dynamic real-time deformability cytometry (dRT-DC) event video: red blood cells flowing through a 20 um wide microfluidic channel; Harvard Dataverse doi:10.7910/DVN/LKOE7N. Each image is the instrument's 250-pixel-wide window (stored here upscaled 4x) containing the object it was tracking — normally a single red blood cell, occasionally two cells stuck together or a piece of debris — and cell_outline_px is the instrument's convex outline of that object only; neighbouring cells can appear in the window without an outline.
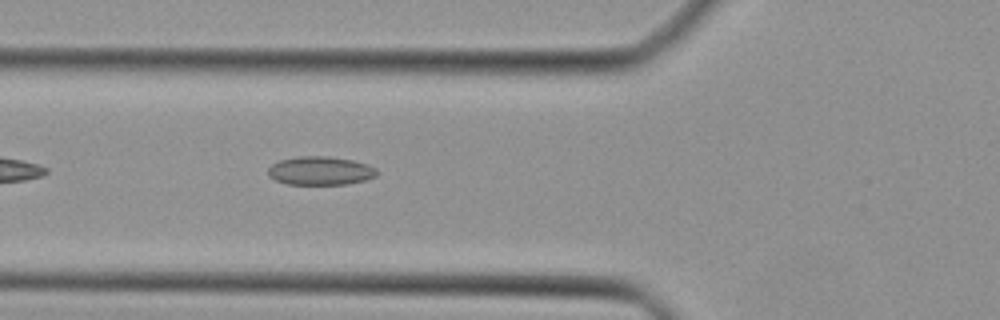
{"species": "Egyptian fruit bat (a non-hibernating species)", "species_latin": "Rousettus aegyptiacus", "temperature_condition": "cold", "stored_images_in_passage": 34, "camera_frame_rate_fps": 3000, "um_per_image_px": 0.085, "animal": {"sex": "female"}, "frame": {"image": 1, "passage_image": 5, "time_ms": 1.333, "image_size_px": [1000, 320], "cell_outline_px": [[380, 172], [376, 176], [364, 180], [348, 184], [288, 184], [276, 180], [268, 176], [268, 168], [272, 164], [280, 160], [296, 156], [328, 156], [352, 160], [368, 164], [376, 168]], "centroid_in_image_um": [27.25, 14.51], "position_along_channel_um": 98.6, "area_um2": 18.21}}
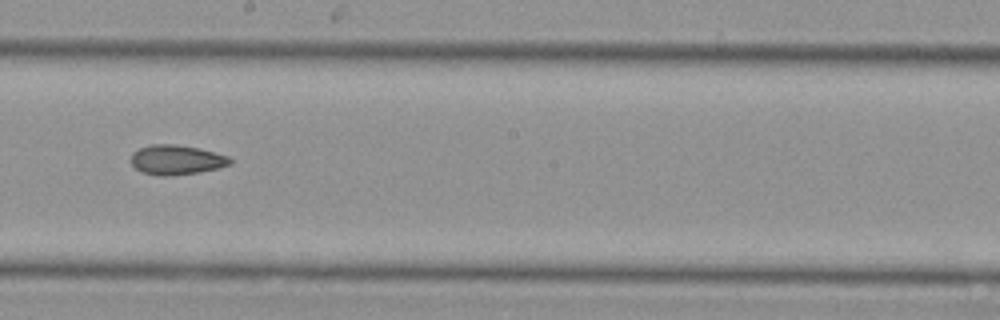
{"frame": {"image": 2, "passage_image": 14, "time_ms": 4.333, "image_size_px": [1000, 320], "cell_outline_px": [[232, 164], [200, 172], [172, 176], [156, 176], [140, 172], [132, 164], [132, 152], [140, 148], [152, 144], [172, 144], [200, 148], [228, 156], [232, 160]], "centroid_in_image_um": [14.99, 13.6], "position_along_channel_um": 233.2, "area_um2": 17.22}}
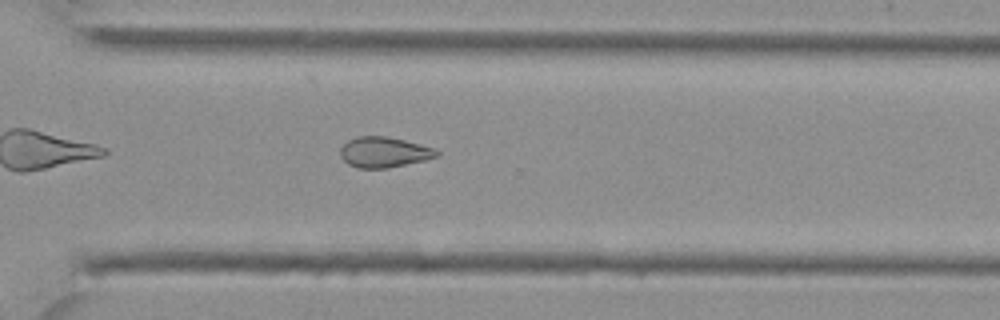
{"frame": {"image": 3, "passage_image": 21, "time_ms": 6.667, "image_size_px": [1000, 320], "cell_outline_px": [[440, 156], [424, 160], [388, 168], [356, 168], [348, 164], [340, 156], [340, 148], [348, 140], [356, 136], [384, 136], [404, 140], [432, 148], [440, 152]], "centroid_in_image_um": [32.61, 12.94], "position_along_channel_um": 338.0, "area_um2": 17.05}}